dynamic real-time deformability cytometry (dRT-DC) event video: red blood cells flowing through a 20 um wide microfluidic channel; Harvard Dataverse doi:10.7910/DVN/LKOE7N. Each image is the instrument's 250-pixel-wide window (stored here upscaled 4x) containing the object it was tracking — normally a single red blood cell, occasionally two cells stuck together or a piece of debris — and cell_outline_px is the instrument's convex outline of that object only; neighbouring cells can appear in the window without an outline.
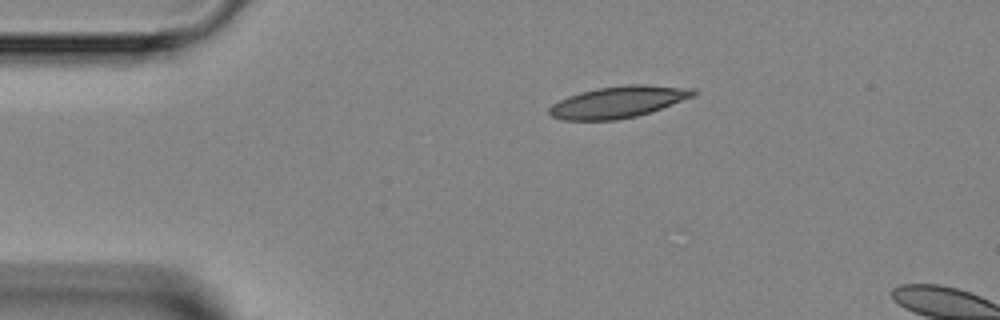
{"species": "Egyptian fruit bat (a non-hibernating species)", "species_latin": "Rousettus aegyptiacus", "temperature_condition": "room temperature", "stored_images_in_passage": 2, "camera_frame_rate_fps": 3000, "um_per_image_px": 0.085, "animal": {"sex": "female"}, "frame": {"image": 1, "passage_image": 2, "time_ms": 1.333, "image_size_px": [1000, 320], "cell_outline_px": [[700, 92], [696, 96], [636, 116], [616, 120], [560, 120], [552, 116], [548, 112], [548, 108], [552, 104], [568, 96], [580, 92], [596, 88], [624, 84], [648, 84], [696, 88]], "centroid_in_image_um": [52.59, 8.65], "position_along_channel_um": 32.4, "area_um2": 26.82}}